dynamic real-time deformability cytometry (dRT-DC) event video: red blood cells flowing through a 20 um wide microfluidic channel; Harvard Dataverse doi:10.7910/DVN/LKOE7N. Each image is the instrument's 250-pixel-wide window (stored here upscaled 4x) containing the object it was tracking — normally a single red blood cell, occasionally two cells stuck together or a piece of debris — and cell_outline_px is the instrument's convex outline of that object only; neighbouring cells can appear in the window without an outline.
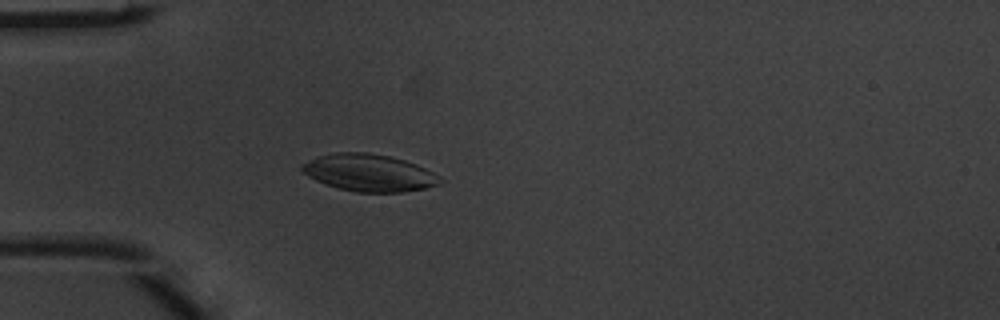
{"species": "common noctule bat (a hibernating species)", "species_latin": "Nyctalus noctula", "temperature_condition": "warm", "stored_images_in_passage": 4, "camera_frame_rate_fps": 3000, "um_per_image_px": 0.085, "animal": {"sex": "male", "body_mass_g": 20.1, "forearm_length_mm": 53.5}, "frame": {"image": 1, "passage_image": 4, "time_ms": 1.0, "image_size_px": [1000, 320], "cell_outline_px": [[444, 180], [440, 184], [424, 188], [400, 192], [356, 192], [340, 188], [316, 180], [308, 176], [300, 168], [300, 164], [316, 156], [336, 152], [368, 152], [388, 156], [404, 160], [416, 164], [440, 176]], "centroid_in_image_um": [31.36, 14.67], "position_along_channel_um": 53.6, "area_um2": 29.77}}